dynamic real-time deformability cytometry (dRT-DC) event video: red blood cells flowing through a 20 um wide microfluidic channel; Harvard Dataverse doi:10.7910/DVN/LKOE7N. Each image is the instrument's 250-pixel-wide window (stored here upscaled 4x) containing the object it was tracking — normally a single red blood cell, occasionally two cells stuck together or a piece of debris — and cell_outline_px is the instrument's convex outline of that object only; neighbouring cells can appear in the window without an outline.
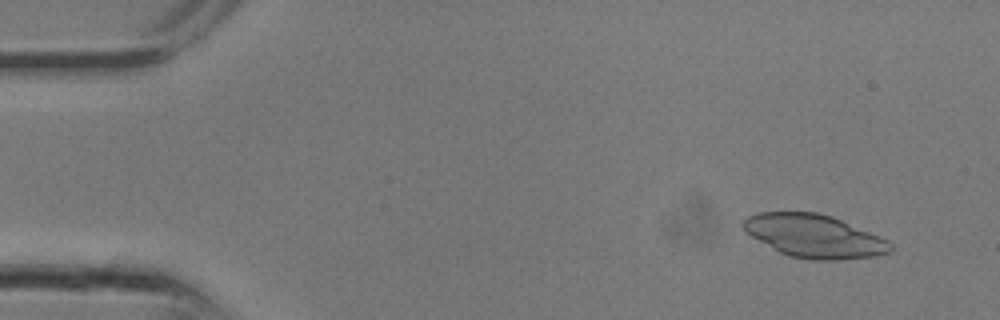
{"species": "common noctule bat (a hibernating species)", "species_latin": "Nyctalus noctula", "temperature_condition": "room temperature", "stored_images_in_passage": 16, "camera_frame_rate_fps": 3000, "um_per_image_px": 0.085, "animal": {"sex": "male", "body_mass_g": 13.3}, "frame": {"image": 1, "passage_image": 2, "time_ms": 0.333, "image_size_px": [1000, 320], "cell_outline_px": [[892, 248], [888, 252], [876, 256], [836, 260], [812, 260], [788, 256], [780, 252], [744, 232], [740, 224], [748, 216], [760, 212], [816, 212], [832, 216], [880, 236], [888, 240], [892, 244]], "centroid_in_image_um": [69.19, 20.06], "position_along_channel_um": 15.8, "area_um2": 36.93}}
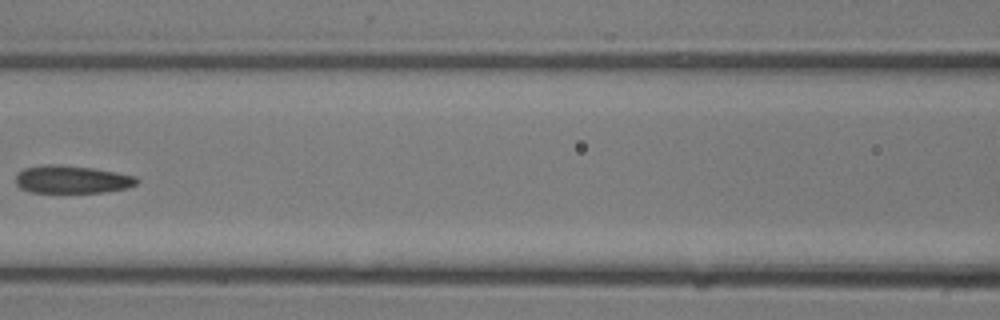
{"frame": {"image": 2, "passage_image": 12, "time_ms": 3.667, "image_size_px": [1000, 320], "cell_outline_px": [[140, 180], [136, 184], [124, 188], [104, 192], [32, 192], [20, 188], [16, 184], [16, 176], [24, 168], [48, 164], [60, 164], [92, 168], [116, 172], [136, 176]], "centroid_in_image_um": [6.12, 15.24], "position_along_channel_um": 160.5, "area_um2": 19.48}}
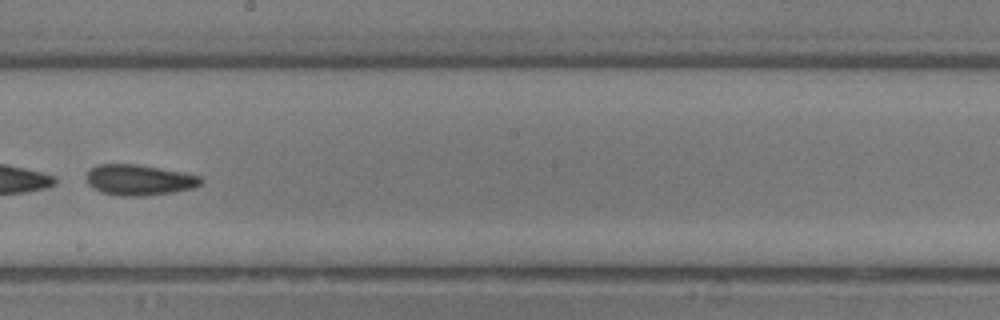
{"frame": {"image": 3, "passage_image": 15, "time_ms": 4.667, "image_size_px": [1000, 320], "cell_outline_px": [[204, 180], [200, 184], [192, 188], [172, 192], [144, 196], [120, 196], [100, 192], [92, 188], [88, 184], [84, 176], [88, 168], [100, 164], [136, 164], [180, 172], [200, 176]], "centroid_in_image_um": [11.74, 15.3], "position_along_channel_um": 236.5, "area_um2": 20.58}}